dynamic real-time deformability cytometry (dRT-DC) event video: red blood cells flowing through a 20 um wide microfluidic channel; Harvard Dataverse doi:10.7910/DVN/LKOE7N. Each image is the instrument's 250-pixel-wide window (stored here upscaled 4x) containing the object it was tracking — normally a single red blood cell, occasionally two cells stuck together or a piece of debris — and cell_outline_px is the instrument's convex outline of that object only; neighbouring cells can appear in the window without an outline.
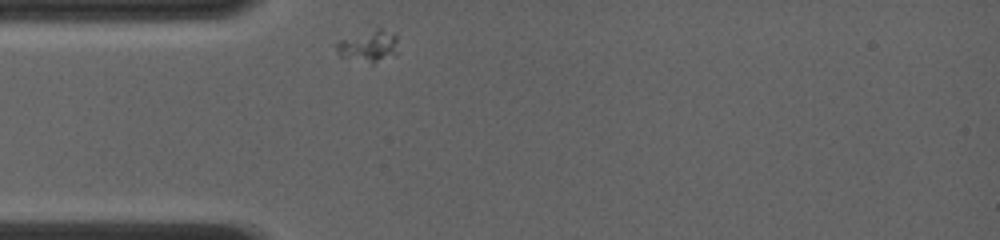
{"species": "common noctule bat (a hibernating species)", "species_latin": "Nyctalus noctula", "temperature_condition": "room temperature", "stored_images_in_passage": 39, "camera_frame_rate_fps": 4000, "um_per_image_px": 0.085, "animal": {"sex": "female", "body_mass_g": 19.0, "forearm_length_mm": 56.7}, "frame": {"image": 1, "passage_image": 1, "time_ms": 0.0, "image_size_px": [1000, 240], "cell_outline_px": [[396, 56], [372, 64], [340, 56], [336, 52], [336, 44], [340, 40], [376, 28], [380, 28], [396, 36]], "centroid_in_image_um": [31.33, 3.95], "position_along_channel_um": 53.7, "area_um2": 11.27}}
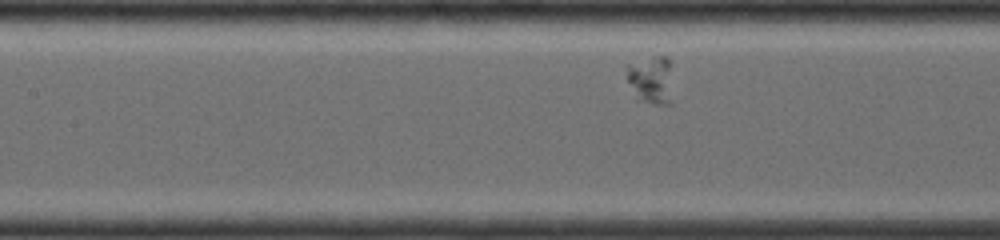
{"frame": {"image": 2, "passage_image": 12, "time_ms": 2.75, "image_size_px": [1000, 240], "cell_outline_px": [[672, 104], [656, 104], [640, 100], [628, 80], [628, 64], [656, 56], [668, 56], [672, 64]], "centroid_in_image_um": [55.45, 6.77], "position_along_channel_um": 152.0, "area_um2": 12.89}}
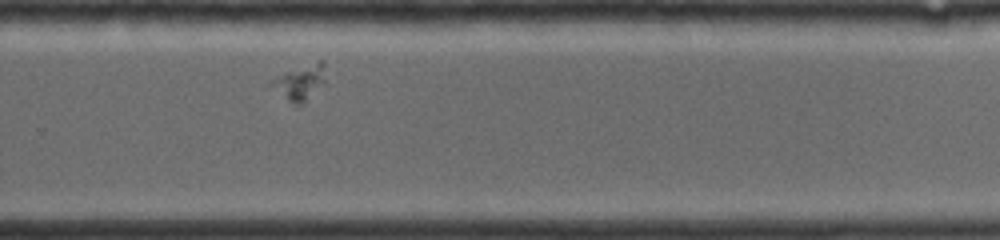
{"frame": {"image": 3, "passage_image": 28, "time_ms": 6.75, "image_size_px": [1000, 240], "cell_outline_px": [[324, 84], [304, 104], [296, 104], [268, 84], [276, 76], [320, 60], [324, 60]], "centroid_in_image_um": [25.55, 6.99], "position_along_channel_um": 304.3, "area_um2": 10.64}}